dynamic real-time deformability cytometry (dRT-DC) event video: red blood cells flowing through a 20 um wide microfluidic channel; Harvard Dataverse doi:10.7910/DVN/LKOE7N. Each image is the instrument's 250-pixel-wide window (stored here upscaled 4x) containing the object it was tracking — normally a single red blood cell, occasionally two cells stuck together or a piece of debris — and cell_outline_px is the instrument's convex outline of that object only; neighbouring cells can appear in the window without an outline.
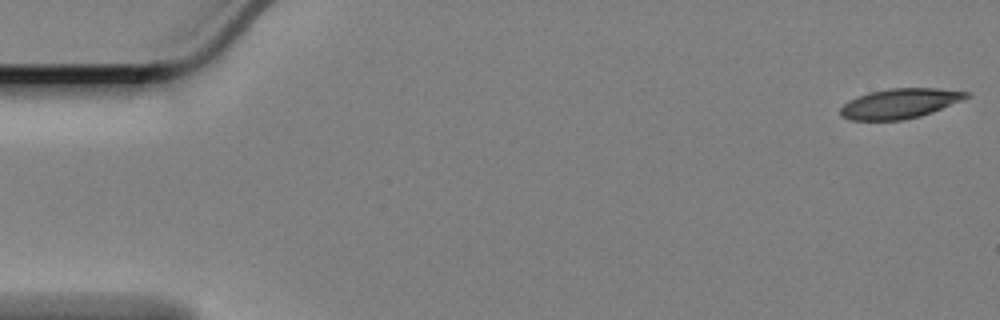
{"species": "Egyptian fruit bat (a non-hibernating species)", "species_latin": "Rousettus aegyptiacus", "temperature_condition": "cold", "stored_images_in_passage": 59, "camera_frame_rate_fps": 3000, "um_per_image_px": 0.085, "animal": {"sex": "female"}, "frame": {"image": 1, "passage_image": 1, "time_ms": 0.0, "image_size_px": [1000, 320], "cell_outline_px": [[972, 96], [964, 100], [932, 112], [920, 116], [904, 120], [848, 120], [840, 116], [840, 108], [848, 100], [868, 92], [892, 88], [936, 88], [972, 92]], "centroid_in_image_um": [76.51, 8.79], "position_along_channel_um": 8.5, "area_um2": 22.2}}
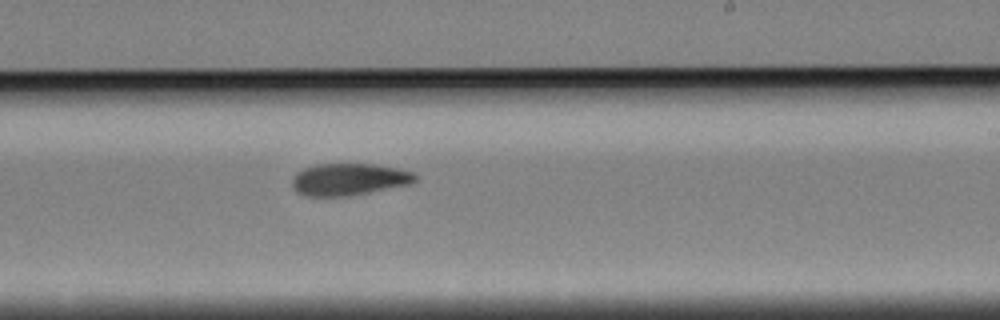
{"frame": {"image": 2, "passage_image": 35, "time_ms": 11.333, "image_size_px": [1000, 320], "cell_outline_px": [[416, 180], [412, 184], [348, 196], [304, 196], [296, 192], [292, 188], [292, 176], [296, 172], [304, 168], [316, 164], [372, 164], [396, 168], [412, 172], [416, 176]], "centroid_in_image_um": [29.61, 15.25], "position_along_channel_um": 259.4, "area_um2": 23.06}}
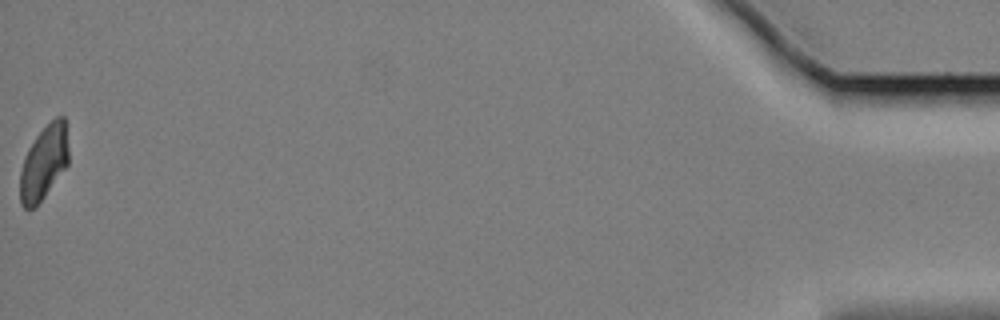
{"frame": {"image": 3, "passage_image": 59, "time_ms": 19.333, "image_size_px": [1000, 320], "cell_outline_px": [[68, 164], [44, 196], [32, 208], [24, 208], [20, 204], [20, 172], [28, 148], [36, 136], [56, 116], [64, 116], [68, 148]], "centroid_in_image_um": [3.72, 13.81], "position_along_channel_um": 431.5, "area_um2": 20.52}, "authors_computed_cell_mechanics": {"area_um2": 22.831, "velocity_mm_per_s": 3.3663, "shape_relaxation_time_tau1_ms": 5.7487, "shape_relaxation_time_tau2_ms": 10.1165, "deformation_change_tau1": 0.1366, "deformation_change_tau2": 0.1365}}